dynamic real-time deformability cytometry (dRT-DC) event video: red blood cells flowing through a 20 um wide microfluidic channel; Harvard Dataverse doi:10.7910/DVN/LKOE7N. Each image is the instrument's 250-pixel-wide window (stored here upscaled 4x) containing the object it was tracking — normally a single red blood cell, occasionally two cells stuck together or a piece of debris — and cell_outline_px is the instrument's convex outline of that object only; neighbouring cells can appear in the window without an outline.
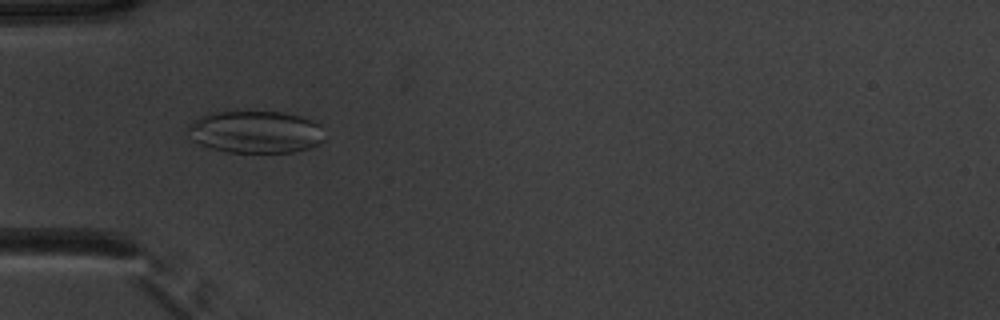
{"species": "common noctule bat (a hibernating species)", "species_latin": "Nyctalus noctula", "temperature_condition": "warm", "stored_images_in_passage": 52, "camera_frame_rate_fps": 3000, "um_per_image_px": 0.085, "animal": {"sex": "male", "body_mass_g": 20.1, "forearm_length_mm": 53.5}, "frame": {"image": 1, "passage_image": 17, "time_ms": 5.333, "image_size_px": [1000, 320], "cell_outline_px": [[324, 140], [308, 148], [296, 152], [228, 152], [212, 148], [200, 144], [192, 140], [188, 128], [188, 124], [200, 116], [208, 112], [236, 108], [284, 112], [300, 116], [312, 120], [320, 124]], "centroid_in_image_um": [21.68, 11.15], "position_along_channel_um": 63.3, "area_um2": 34.74}}
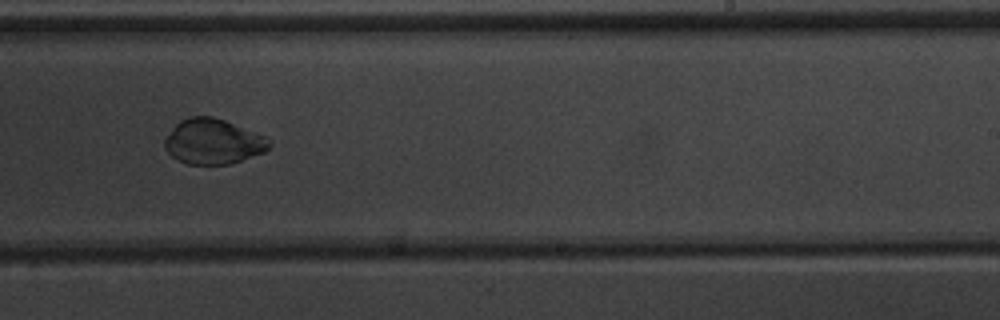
{"frame": {"image": 2, "passage_image": 33, "time_ms": 10.667, "image_size_px": [1000, 320], "cell_outline_px": [[272, 144], [264, 152], [228, 164], [188, 164], [176, 160], [164, 148], [164, 140], [176, 124], [180, 120], [188, 116], [212, 116], [224, 120], [264, 136], [272, 140]], "centroid_in_image_um": [18.09, 12.03], "position_along_channel_um": 270.9, "area_um2": 27.34}}
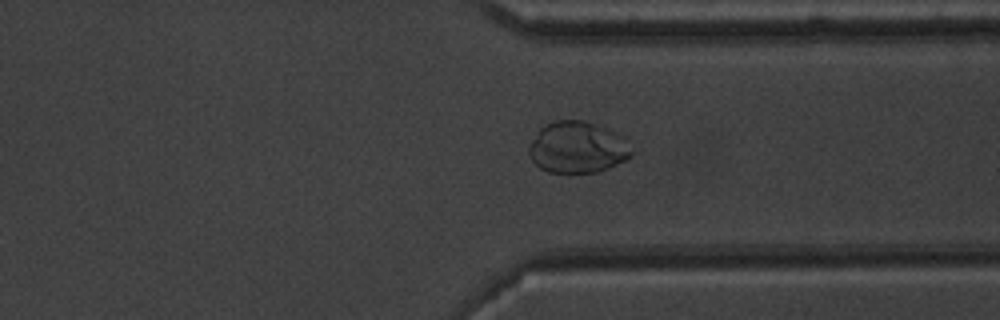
{"frame": {"image": 3, "passage_image": 40, "time_ms": 13.0, "image_size_px": [1000, 320], "cell_outline_px": [[632, 156], [628, 160], [608, 168], [596, 172], [548, 172], [540, 168], [532, 160], [528, 152], [528, 148], [532, 140], [540, 128], [544, 124], [556, 120], [584, 120], [620, 132], [624, 136], [632, 152]], "centroid_in_image_um": [49.12, 12.51], "position_along_channel_um": 362.3, "area_um2": 31.1}}